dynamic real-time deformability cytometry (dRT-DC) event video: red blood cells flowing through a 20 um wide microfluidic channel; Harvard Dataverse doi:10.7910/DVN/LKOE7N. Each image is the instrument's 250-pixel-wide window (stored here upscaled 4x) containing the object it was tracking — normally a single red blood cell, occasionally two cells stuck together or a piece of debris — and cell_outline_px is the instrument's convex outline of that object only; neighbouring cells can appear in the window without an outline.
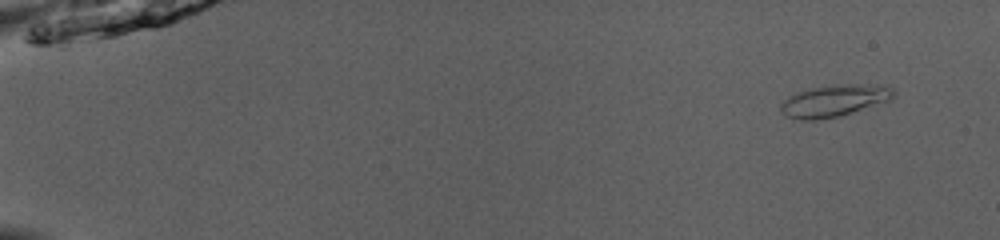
{"species": "common noctule bat (a hibernating species)", "species_latin": "Nyctalus noctula", "temperature_condition": "room temperature", "stored_images_in_passage": 48, "camera_frame_rate_fps": 3000, "um_per_image_px": 0.085, "animal": {"sex": "male", "body_mass_g": 13.0, "forearm_length_mm": 53.1}, "frame": {"image": 1, "passage_image": 1, "time_ms": 0.0, "image_size_px": [1000, 240], "cell_outline_px": [[896, 92], [892, 100], [840, 116], [816, 120], [800, 120], [784, 116], [780, 112], [780, 104], [784, 100], [800, 92], [816, 88], [848, 84], [880, 84], [892, 88]], "centroid_in_image_um": [70.96, 8.58], "position_along_channel_um": 14.0, "area_um2": 20.81}}
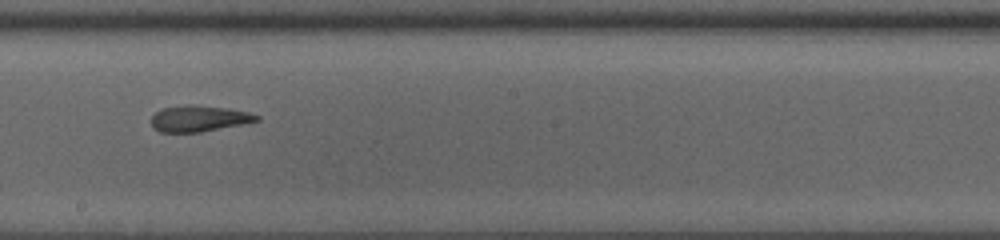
{"frame": {"image": 2, "passage_image": 28, "time_ms": 9.0, "image_size_px": [1000, 240], "cell_outline_px": [[260, 120], [248, 124], [200, 132], [160, 132], [152, 128], [152, 116], [156, 112], [164, 108], [188, 104], [192, 104], [228, 108], [248, 112], [260, 116]], "centroid_in_image_um": [16.96, 10.08], "position_along_channel_um": 231.2, "area_um2": 16.24}}
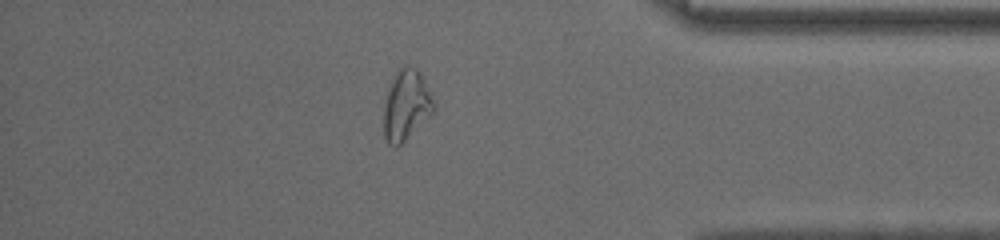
{"frame": {"image": 3, "passage_image": 42, "time_ms": 13.667, "image_size_px": [1000, 240], "cell_outline_px": [[436, 108], [396, 148], [388, 144], [384, 136], [384, 108], [388, 88], [392, 76], [400, 68], [408, 64], [416, 68], [420, 72], [432, 96]], "centroid_in_image_um": [34.51, 8.9], "position_along_channel_um": 400.7, "area_um2": 20.23}, "authors_computed_cell_mechanics": {"area_um2": 17.5134, "velocity_mm_per_s": 4.0408, "shape_relaxation_time_tau1_ms": null, "shape_relaxation_time_tau2_ms": 2.8909, "deformation_change_tau1": null, "deformation_change_tau2": 0.1136}}